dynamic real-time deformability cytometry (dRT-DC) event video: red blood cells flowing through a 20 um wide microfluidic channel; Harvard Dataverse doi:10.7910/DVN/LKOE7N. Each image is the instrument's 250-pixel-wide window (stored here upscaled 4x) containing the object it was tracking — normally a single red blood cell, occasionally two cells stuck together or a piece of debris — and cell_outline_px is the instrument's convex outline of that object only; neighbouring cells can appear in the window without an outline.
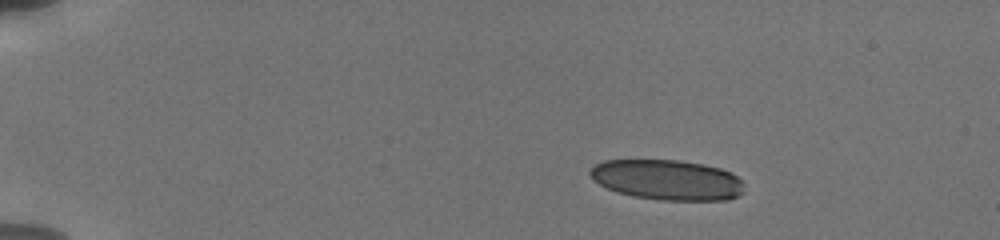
{"species": "human", "species_latin": "Homo sapiens", "temperature_condition": "cold", "stored_images_in_passage": 12, "camera_frame_rate_fps": 3000, "um_per_image_px": 0.085, "donor": {"sex": "male"}, "frame": {"image": 1, "passage_image": 6, "time_ms": 3.0, "image_size_px": [1000, 240], "cell_outline_px": [[744, 192], [728, 200], [660, 200], [632, 196], [616, 192], [592, 180], [588, 172], [596, 164], [604, 160], [680, 160], [704, 164], [720, 168], [736, 176], [744, 184]], "centroid_in_image_um": [56.7, 15.29], "position_along_channel_um": 28.3, "area_um2": 36.24}}
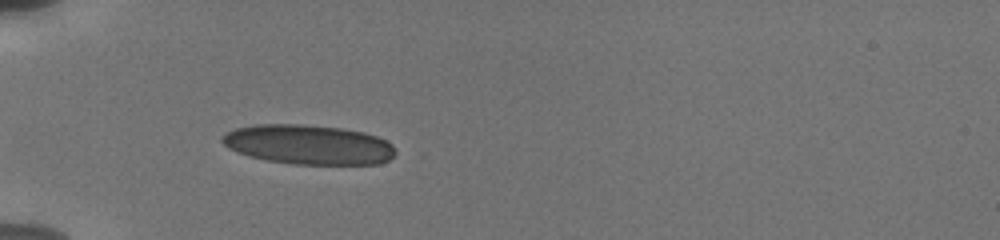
{"frame": {"image": 2, "passage_image": 10, "time_ms": 6.0, "image_size_px": [1000, 240], "cell_outline_px": [[396, 152], [388, 160], [380, 164], [292, 164], [268, 160], [248, 156], [228, 148], [220, 140], [220, 136], [236, 128], [252, 124], [300, 124], [340, 128], [364, 132], [376, 136], [392, 144]], "centroid_in_image_um": [26.19, 12.29], "position_along_channel_um": 58.8, "area_um2": 40.0}}